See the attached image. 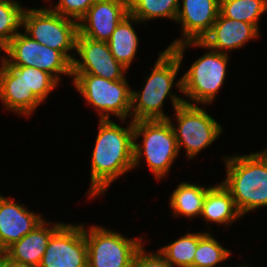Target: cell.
Segmentation results:
<instances>
[{
  "label": "cell",
  "instance_id": "obj_31",
  "mask_svg": "<svg viewBox=\"0 0 267 267\" xmlns=\"http://www.w3.org/2000/svg\"><path fill=\"white\" fill-rule=\"evenodd\" d=\"M7 258L6 252L0 250V267H4Z\"/></svg>",
  "mask_w": 267,
  "mask_h": 267
},
{
  "label": "cell",
  "instance_id": "obj_6",
  "mask_svg": "<svg viewBox=\"0 0 267 267\" xmlns=\"http://www.w3.org/2000/svg\"><path fill=\"white\" fill-rule=\"evenodd\" d=\"M72 76L75 88L87 103L96 108L100 120H110V114H115L122 121L128 116L131 117L132 89L126 78L111 81L91 74Z\"/></svg>",
  "mask_w": 267,
  "mask_h": 267
},
{
  "label": "cell",
  "instance_id": "obj_22",
  "mask_svg": "<svg viewBox=\"0 0 267 267\" xmlns=\"http://www.w3.org/2000/svg\"><path fill=\"white\" fill-rule=\"evenodd\" d=\"M187 233L158 250V252L170 263L172 267H193L194 254L199 239L205 234Z\"/></svg>",
  "mask_w": 267,
  "mask_h": 267
},
{
  "label": "cell",
  "instance_id": "obj_23",
  "mask_svg": "<svg viewBox=\"0 0 267 267\" xmlns=\"http://www.w3.org/2000/svg\"><path fill=\"white\" fill-rule=\"evenodd\" d=\"M180 0H128L129 14L140 22L156 18L176 20Z\"/></svg>",
  "mask_w": 267,
  "mask_h": 267
},
{
  "label": "cell",
  "instance_id": "obj_32",
  "mask_svg": "<svg viewBox=\"0 0 267 267\" xmlns=\"http://www.w3.org/2000/svg\"><path fill=\"white\" fill-rule=\"evenodd\" d=\"M259 153H260L261 156L267 161V149L262 150L261 152L259 151Z\"/></svg>",
  "mask_w": 267,
  "mask_h": 267
},
{
  "label": "cell",
  "instance_id": "obj_25",
  "mask_svg": "<svg viewBox=\"0 0 267 267\" xmlns=\"http://www.w3.org/2000/svg\"><path fill=\"white\" fill-rule=\"evenodd\" d=\"M26 11L16 0H0V43L4 47L24 26Z\"/></svg>",
  "mask_w": 267,
  "mask_h": 267
},
{
  "label": "cell",
  "instance_id": "obj_18",
  "mask_svg": "<svg viewBox=\"0 0 267 267\" xmlns=\"http://www.w3.org/2000/svg\"><path fill=\"white\" fill-rule=\"evenodd\" d=\"M62 224L63 223L56 222V224L52 226L49 222L43 220L31 232L22 237L19 241L14 242L5 250L7 257L11 261L20 264L38 267L51 235Z\"/></svg>",
  "mask_w": 267,
  "mask_h": 267
},
{
  "label": "cell",
  "instance_id": "obj_4",
  "mask_svg": "<svg viewBox=\"0 0 267 267\" xmlns=\"http://www.w3.org/2000/svg\"><path fill=\"white\" fill-rule=\"evenodd\" d=\"M134 146L133 165L138 167L140 158L146 159V164L153 172L155 178L161 180L171 165L176 160L179 150L174 131L168 120H139L133 122ZM140 136L143 137L142 144L136 143ZM144 156V157H143Z\"/></svg>",
  "mask_w": 267,
  "mask_h": 267
},
{
  "label": "cell",
  "instance_id": "obj_34",
  "mask_svg": "<svg viewBox=\"0 0 267 267\" xmlns=\"http://www.w3.org/2000/svg\"><path fill=\"white\" fill-rule=\"evenodd\" d=\"M83 267H90L89 264L87 263L86 265H84Z\"/></svg>",
  "mask_w": 267,
  "mask_h": 267
},
{
  "label": "cell",
  "instance_id": "obj_27",
  "mask_svg": "<svg viewBox=\"0 0 267 267\" xmlns=\"http://www.w3.org/2000/svg\"><path fill=\"white\" fill-rule=\"evenodd\" d=\"M231 251L225 249L217 239L206 232L200 239L194 254L193 267H215L225 261Z\"/></svg>",
  "mask_w": 267,
  "mask_h": 267
},
{
  "label": "cell",
  "instance_id": "obj_30",
  "mask_svg": "<svg viewBox=\"0 0 267 267\" xmlns=\"http://www.w3.org/2000/svg\"><path fill=\"white\" fill-rule=\"evenodd\" d=\"M4 267H32L25 264H20L14 261H11L9 258L6 259Z\"/></svg>",
  "mask_w": 267,
  "mask_h": 267
},
{
  "label": "cell",
  "instance_id": "obj_16",
  "mask_svg": "<svg viewBox=\"0 0 267 267\" xmlns=\"http://www.w3.org/2000/svg\"><path fill=\"white\" fill-rule=\"evenodd\" d=\"M43 220L41 215L34 214L23 204L0 195V250L5 251Z\"/></svg>",
  "mask_w": 267,
  "mask_h": 267
},
{
  "label": "cell",
  "instance_id": "obj_28",
  "mask_svg": "<svg viewBox=\"0 0 267 267\" xmlns=\"http://www.w3.org/2000/svg\"><path fill=\"white\" fill-rule=\"evenodd\" d=\"M97 0H59L51 9L63 17L79 22Z\"/></svg>",
  "mask_w": 267,
  "mask_h": 267
},
{
  "label": "cell",
  "instance_id": "obj_11",
  "mask_svg": "<svg viewBox=\"0 0 267 267\" xmlns=\"http://www.w3.org/2000/svg\"><path fill=\"white\" fill-rule=\"evenodd\" d=\"M259 28L247 22L224 17L221 13L210 31L201 41H187L172 46L170 49L183 60L184 50L188 47H204L221 53L228 54L229 50L240 49L250 39L258 38Z\"/></svg>",
  "mask_w": 267,
  "mask_h": 267
},
{
  "label": "cell",
  "instance_id": "obj_17",
  "mask_svg": "<svg viewBox=\"0 0 267 267\" xmlns=\"http://www.w3.org/2000/svg\"><path fill=\"white\" fill-rule=\"evenodd\" d=\"M0 101L7 109L24 114L26 117L35 112L42 102L28 90L23 77L19 75L1 58L0 66Z\"/></svg>",
  "mask_w": 267,
  "mask_h": 267
},
{
  "label": "cell",
  "instance_id": "obj_20",
  "mask_svg": "<svg viewBox=\"0 0 267 267\" xmlns=\"http://www.w3.org/2000/svg\"><path fill=\"white\" fill-rule=\"evenodd\" d=\"M132 22L141 23L137 18L128 14L120 21L107 41L113 57L127 69L131 66L139 45Z\"/></svg>",
  "mask_w": 267,
  "mask_h": 267
},
{
  "label": "cell",
  "instance_id": "obj_8",
  "mask_svg": "<svg viewBox=\"0 0 267 267\" xmlns=\"http://www.w3.org/2000/svg\"><path fill=\"white\" fill-rule=\"evenodd\" d=\"M175 116L178 126L171 117L167 120L174 131L178 150L185 147L188 159L209 147L223 131L222 125L197 105L183 103L175 109Z\"/></svg>",
  "mask_w": 267,
  "mask_h": 267
},
{
  "label": "cell",
  "instance_id": "obj_33",
  "mask_svg": "<svg viewBox=\"0 0 267 267\" xmlns=\"http://www.w3.org/2000/svg\"><path fill=\"white\" fill-rule=\"evenodd\" d=\"M0 51L4 52V46L0 43Z\"/></svg>",
  "mask_w": 267,
  "mask_h": 267
},
{
  "label": "cell",
  "instance_id": "obj_10",
  "mask_svg": "<svg viewBox=\"0 0 267 267\" xmlns=\"http://www.w3.org/2000/svg\"><path fill=\"white\" fill-rule=\"evenodd\" d=\"M4 62L8 66H27L51 74L58 82L61 74L72 77V63L60 52L17 33L4 47Z\"/></svg>",
  "mask_w": 267,
  "mask_h": 267
},
{
  "label": "cell",
  "instance_id": "obj_15",
  "mask_svg": "<svg viewBox=\"0 0 267 267\" xmlns=\"http://www.w3.org/2000/svg\"><path fill=\"white\" fill-rule=\"evenodd\" d=\"M182 4L175 22L181 23L183 37L174 40L168 49L182 42L201 41L220 13V0H182Z\"/></svg>",
  "mask_w": 267,
  "mask_h": 267
},
{
  "label": "cell",
  "instance_id": "obj_2",
  "mask_svg": "<svg viewBox=\"0 0 267 267\" xmlns=\"http://www.w3.org/2000/svg\"><path fill=\"white\" fill-rule=\"evenodd\" d=\"M181 61L171 50L166 48L159 53L151 74L147 77L142 90H131V119L167 120L169 117L163 111V102L170 96L174 110L184 103L183 98L173 93L172 87L180 69ZM133 110V111H132Z\"/></svg>",
  "mask_w": 267,
  "mask_h": 267
},
{
  "label": "cell",
  "instance_id": "obj_14",
  "mask_svg": "<svg viewBox=\"0 0 267 267\" xmlns=\"http://www.w3.org/2000/svg\"><path fill=\"white\" fill-rule=\"evenodd\" d=\"M129 14L128 0H97L78 22L79 34L107 42L120 21Z\"/></svg>",
  "mask_w": 267,
  "mask_h": 267
},
{
  "label": "cell",
  "instance_id": "obj_1",
  "mask_svg": "<svg viewBox=\"0 0 267 267\" xmlns=\"http://www.w3.org/2000/svg\"><path fill=\"white\" fill-rule=\"evenodd\" d=\"M134 126L127 128L100 120L95 146L91 154L90 198L106 192L109 185L121 175L134 169L133 165Z\"/></svg>",
  "mask_w": 267,
  "mask_h": 267
},
{
  "label": "cell",
  "instance_id": "obj_5",
  "mask_svg": "<svg viewBox=\"0 0 267 267\" xmlns=\"http://www.w3.org/2000/svg\"><path fill=\"white\" fill-rule=\"evenodd\" d=\"M228 57V54L210 49L194 61L189 70L175 83L184 96L193 100L191 103L183 99L184 103L210 105L213 102L227 75Z\"/></svg>",
  "mask_w": 267,
  "mask_h": 267
},
{
  "label": "cell",
  "instance_id": "obj_26",
  "mask_svg": "<svg viewBox=\"0 0 267 267\" xmlns=\"http://www.w3.org/2000/svg\"><path fill=\"white\" fill-rule=\"evenodd\" d=\"M10 67L19 77H23L28 90H31L41 102L45 101L50 92H52L59 83L51 74L41 69L27 66Z\"/></svg>",
  "mask_w": 267,
  "mask_h": 267
},
{
  "label": "cell",
  "instance_id": "obj_7",
  "mask_svg": "<svg viewBox=\"0 0 267 267\" xmlns=\"http://www.w3.org/2000/svg\"><path fill=\"white\" fill-rule=\"evenodd\" d=\"M25 34L49 48L60 51L71 63L76 54L78 22L55 13L51 8L27 9L24 17ZM74 51L73 55L69 51Z\"/></svg>",
  "mask_w": 267,
  "mask_h": 267
},
{
  "label": "cell",
  "instance_id": "obj_19",
  "mask_svg": "<svg viewBox=\"0 0 267 267\" xmlns=\"http://www.w3.org/2000/svg\"><path fill=\"white\" fill-rule=\"evenodd\" d=\"M201 216L206 221L226 225L242 217L230 192L222 183L212 186L206 192Z\"/></svg>",
  "mask_w": 267,
  "mask_h": 267
},
{
  "label": "cell",
  "instance_id": "obj_29",
  "mask_svg": "<svg viewBox=\"0 0 267 267\" xmlns=\"http://www.w3.org/2000/svg\"><path fill=\"white\" fill-rule=\"evenodd\" d=\"M132 267H172L170 263L159 253H146L142 246L136 253Z\"/></svg>",
  "mask_w": 267,
  "mask_h": 267
},
{
  "label": "cell",
  "instance_id": "obj_24",
  "mask_svg": "<svg viewBox=\"0 0 267 267\" xmlns=\"http://www.w3.org/2000/svg\"><path fill=\"white\" fill-rule=\"evenodd\" d=\"M267 11V0H220V13L234 20L247 22L257 28L261 14Z\"/></svg>",
  "mask_w": 267,
  "mask_h": 267
},
{
  "label": "cell",
  "instance_id": "obj_9",
  "mask_svg": "<svg viewBox=\"0 0 267 267\" xmlns=\"http://www.w3.org/2000/svg\"><path fill=\"white\" fill-rule=\"evenodd\" d=\"M87 263L90 267H132L142 237L130 239L102 226L84 227Z\"/></svg>",
  "mask_w": 267,
  "mask_h": 267
},
{
  "label": "cell",
  "instance_id": "obj_12",
  "mask_svg": "<svg viewBox=\"0 0 267 267\" xmlns=\"http://www.w3.org/2000/svg\"><path fill=\"white\" fill-rule=\"evenodd\" d=\"M86 264L84 225L63 223L51 235L38 267H83Z\"/></svg>",
  "mask_w": 267,
  "mask_h": 267
},
{
  "label": "cell",
  "instance_id": "obj_13",
  "mask_svg": "<svg viewBox=\"0 0 267 267\" xmlns=\"http://www.w3.org/2000/svg\"><path fill=\"white\" fill-rule=\"evenodd\" d=\"M76 52L80 58L72 62V74H91L111 81L125 78L124 73L128 69L113 57L107 42L92 40L78 33Z\"/></svg>",
  "mask_w": 267,
  "mask_h": 267
},
{
  "label": "cell",
  "instance_id": "obj_3",
  "mask_svg": "<svg viewBox=\"0 0 267 267\" xmlns=\"http://www.w3.org/2000/svg\"><path fill=\"white\" fill-rule=\"evenodd\" d=\"M226 178L222 185L230 192L239 213L267 206V161L259 152L224 157Z\"/></svg>",
  "mask_w": 267,
  "mask_h": 267
},
{
  "label": "cell",
  "instance_id": "obj_21",
  "mask_svg": "<svg viewBox=\"0 0 267 267\" xmlns=\"http://www.w3.org/2000/svg\"><path fill=\"white\" fill-rule=\"evenodd\" d=\"M211 187L181 182L169 199L173 216L180 217L182 215L188 218L196 217V215L201 216L206 192Z\"/></svg>",
  "mask_w": 267,
  "mask_h": 267
}]
</instances>
